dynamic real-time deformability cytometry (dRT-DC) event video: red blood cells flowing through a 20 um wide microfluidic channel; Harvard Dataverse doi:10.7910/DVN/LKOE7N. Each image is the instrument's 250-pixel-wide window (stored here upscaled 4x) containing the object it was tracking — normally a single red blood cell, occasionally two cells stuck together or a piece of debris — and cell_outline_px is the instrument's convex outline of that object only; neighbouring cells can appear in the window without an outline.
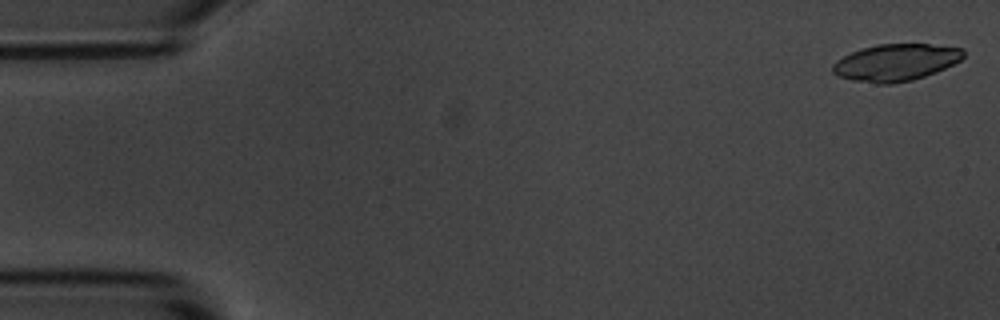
{"species": "common noctule bat (a hibernating species)", "species_latin": "Nyctalus noctula", "temperature_condition": "room temperature", "stored_images_in_passage": 4, "camera_frame_rate_fps": 3000, "um_per_image_px": 0.085, "animal": {"sex": "male", "body_mass_g": 20.1, "forearm_length_mm": 53.5}, "frame": {"image": 1, "passage_image": 1, "time_ms": 0.0, "image_size_px": [1000, 320], "cell_outline_px": [[964, 56], [960, 60], [936, 72], [912, 80], [892, 84], [876, 84], [852, 80], [840, 76], [832, 72], [832, 64], [836, 60], [860, 48], [876, 44], [928, 44], [964, 48]], "centroid_in_image_um": [76.12, 5.3], "position_along_channel_um": 8.9, "area_um2": 28.15}}